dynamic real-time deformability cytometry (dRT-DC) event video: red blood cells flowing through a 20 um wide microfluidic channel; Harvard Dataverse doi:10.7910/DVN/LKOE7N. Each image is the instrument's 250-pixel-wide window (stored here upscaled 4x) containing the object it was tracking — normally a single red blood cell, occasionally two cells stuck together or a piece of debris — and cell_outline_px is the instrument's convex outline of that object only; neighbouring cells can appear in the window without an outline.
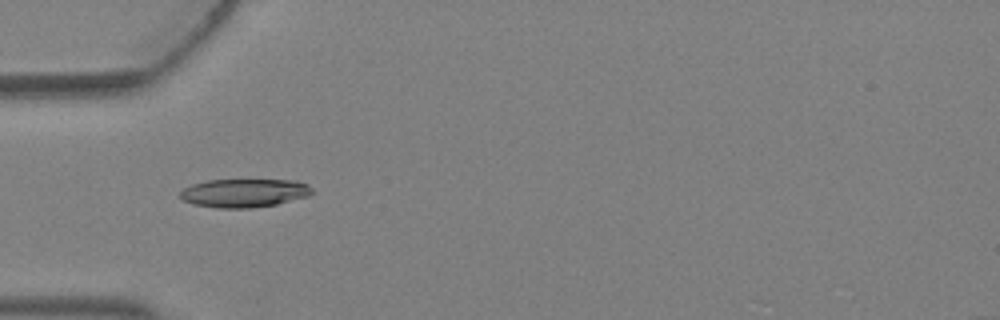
{"species": "Egyptian fruit bat (a non-hibernating species)", "species_latin": "Rousettus aegyptiacus", "temperature_condition": "warm", "stored_images_in_passage": 3, "camera_frame_rate_fps": 3000, "um_per_image_px": 0.085, "animal": {"sex": "female"}, "frame": {"image": 1, "passage_image": 3, "time_ms": 0.667, "image_size_px": [1000, 320], "cell_outline_px": [[312, 192], [308, 196], [276, 204], [252, 208], [216, 208], [192, 204], [180, 200], [180, 192], [184, 188], [192, 184], [208, 180], [296, 180], [308, 184], [312, 188]], "centroid_in_image_um": [20.73, 16.41], "position_along_channel_um": 64.3, "area_um2": 22.02}}